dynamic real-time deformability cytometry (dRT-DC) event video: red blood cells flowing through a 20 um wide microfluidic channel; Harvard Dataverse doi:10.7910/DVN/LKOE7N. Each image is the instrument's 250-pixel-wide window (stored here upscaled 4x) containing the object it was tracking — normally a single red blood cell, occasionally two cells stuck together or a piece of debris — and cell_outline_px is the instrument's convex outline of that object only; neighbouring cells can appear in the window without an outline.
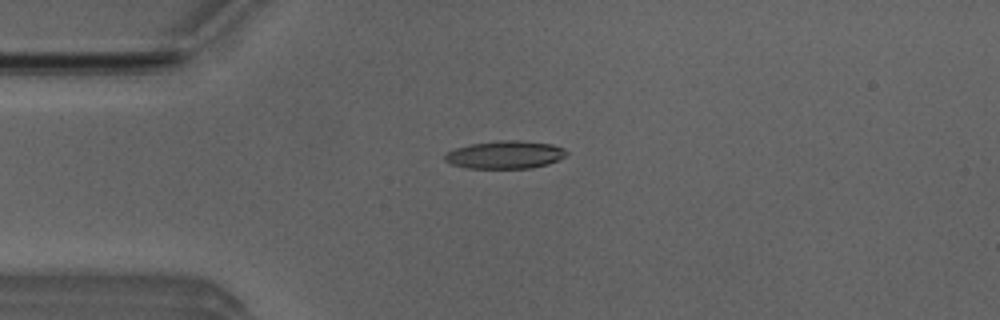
{"species": "Egyptian fruit bat (a non-hibernating species)", "species_latin": "Rousettus aegyptiacus", "temperature_condition": "room temperature", "stored_images_in_passage": 53, "camera_frame_rate_fps": 3000, "um_per_image_px": 0.085, "animal": {"sex": "male"}, "frame": {"image": 1, "passage_image": 13, "time_ms": 4.0, "image_size_px": [1000, 320], "cell_outline_px": [[568, 152], [564, 156], [548, 164], [532, 168], [468, 168], [452, 164], [444, 160], [444, 156], [448, 152], [456, 148], [468, 144], [500, 140], [520, 140], [552, 144], [564, 148]], "centroid_in_image_um": [42.93, 13.14], "position_along_channel_um": 42.1, "area_um2": 19.71}}
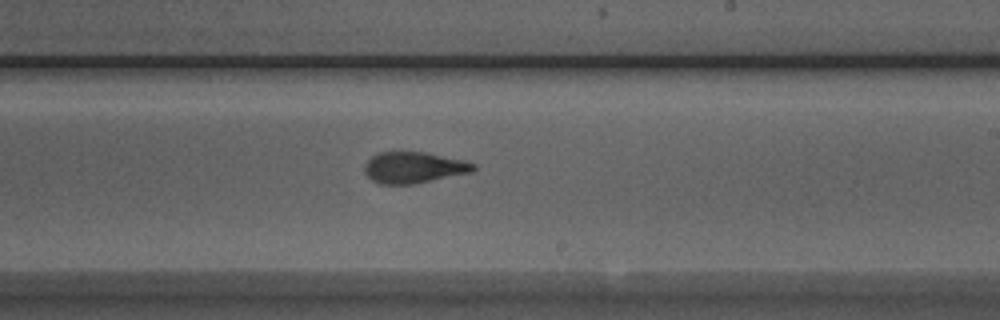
{"frame": {"image": 2, "passage_image": 31, "time_ms": 10.0, "image_size_px": [1000, 320], "cell_outline_px": [[476, 168], [472, 172], [412, 184], [380, 184], [372, 180], [364, 172], [364, 164], [376, 152], [424, 152], [464, 160], [476, 164]], "centroid_in_image_um": [35.15, 14.23], "position_along_channel_um": 253.8, "area_um2": 19.77}}
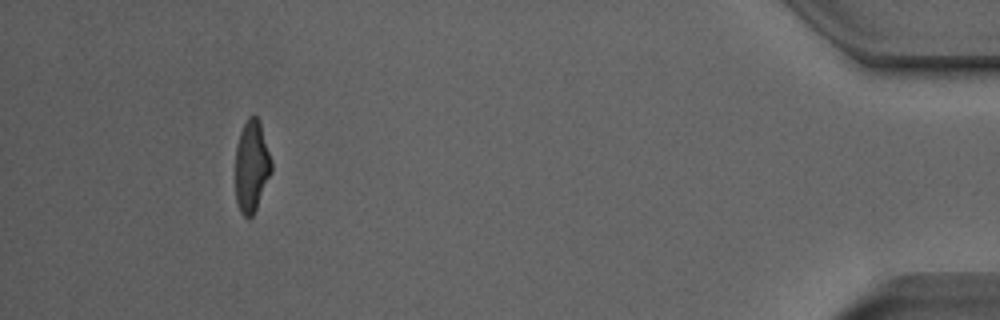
{"frame": {"image": 3, "passage_image": 49, "time_ms": 16.0, "image_size_px": [1000, 320], "cell_outline_px": [[272, 172], [256, 208], [252, 216], [248, 220], [240, 212], [236, 200], [236, 148], [240, 132], [248, 116], [256, 116], [260, 120], [272, 160]], "centroid_in_image_um": [21.4, 14.12], "position_along_channel_um": 413.8, "area_um2": 19.36}, "authors_computed_cell_mechanics": {"area_um2": 19.8832, "velocity_mm_per_s": 3.872, "shape_relaxation_time_tau1_ms": 5.4865, "shape_relaxation_time_tau2_ms": 1.9523, "deformation_change_tau1": 0.2189, "deformation_change_tau2": 0.1196}}